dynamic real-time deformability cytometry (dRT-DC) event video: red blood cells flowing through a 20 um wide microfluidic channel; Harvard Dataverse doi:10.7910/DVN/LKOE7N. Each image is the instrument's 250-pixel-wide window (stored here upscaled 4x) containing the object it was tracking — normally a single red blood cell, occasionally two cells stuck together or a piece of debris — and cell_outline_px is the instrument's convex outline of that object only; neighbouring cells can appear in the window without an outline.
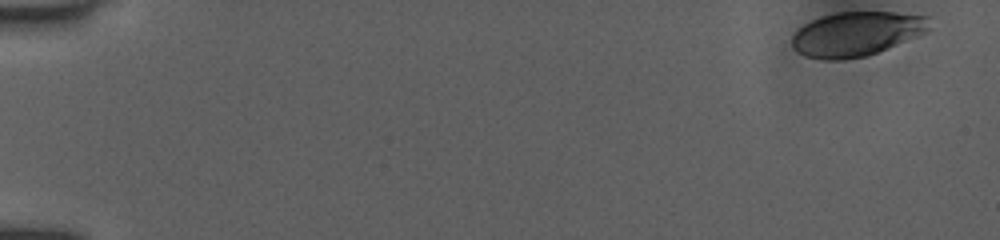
{"species": "human", "species_latin": "Homo sapiens", "temperature_condition": "room temperature", "stored_images_in_passage": 19, "camera_frame_rate_fps": 3000, "um_per_image_px": 0.085, "donor": {"sex": "female"}, "frame": {"image": 1, "passage_image": 1, "time_ms": 0.0, "image_size_px": [1000, 240], "cell_outline_px": [[928, 28], [924, 32], [916, 36], [888, 48], [868, 56], [844, 60], [824, 60], [804, 56], [796, 52], [792, 48], [792, 36], [804, 24], [812, 20], [824, 16], [840, 12], [896, 12], [928, 16]], "centroid_in_image_um": [72.75, 2.9], "position_along_channel_um": 12.2, "area_um2": 35.37}}
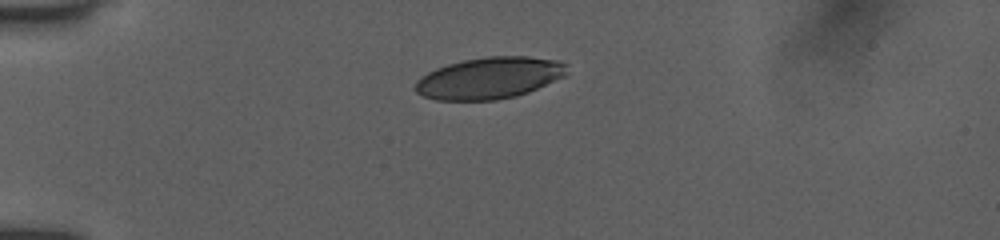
{"frame": {"image": 2, "passage_image": 13, "time_ms": 4.0, "image_size_px": [1000, 240], "cell_outline_px": [[568, 72], [564, 76], [528, 92], [516, 96], [496, 100], [436, 100], [424, 96], [416, 92], [412, 88], [416, 80], [420, 76], [436, 68], [448, 64], [464, 60], [488, 56], [528, 56], [560, 60], [568, 64]], "centroid_in_image_um": [41.59, 6.62], "position_along_channel_um": 43.4, "area_um2": 37.05}}